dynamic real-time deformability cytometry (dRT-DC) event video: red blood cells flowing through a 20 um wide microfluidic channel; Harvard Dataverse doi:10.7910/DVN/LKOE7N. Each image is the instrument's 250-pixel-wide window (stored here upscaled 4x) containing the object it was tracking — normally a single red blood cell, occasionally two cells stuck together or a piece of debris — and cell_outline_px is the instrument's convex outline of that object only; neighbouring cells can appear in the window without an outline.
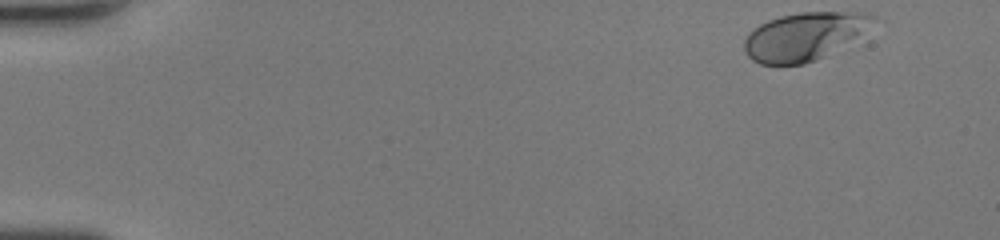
{"species": "human", "species_latin": "Homo sapiens", "temperature_condition": "room temperature", "stored_images_in_passage": 45, "camera_frame_rate_fps": 3000, "um_per_image_px": 0.085, "donor": {"sex": "female"}, "frame": {"image": 1, "passage_image": 1, "time_ms": 0.0, "image_size_px": [1000, 240], "cell_outline_px": [[884, 20], [824, 56], [816, 60], [804, 64], [760, 64], [752, 60], [744, 52], [744, 40], [760, 24], [768, 20], [780, 16], [800, 12], [868, 12], [880, 16]], "centroid_in_image_um": [68.46, 3.06], "position_along_channel_um": 16.5, "area_um2": 36.18}}
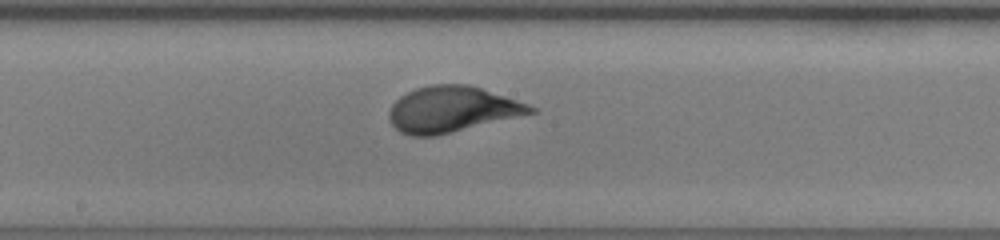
{"frame": {"image": 2, "passage_image": 24, "time_ms": 7.667, "image_size_px": [1000, 240], "cell_outline_px": [[536, 112], [436, 136], [412, 136], [400, 132], [392, 124], [388, 116], [388, 112], [392, 104], [400, 96], [416, 88], [432, 84], [468, 84], [528, 104], [536, 108]], "centroid_in_image_um": [38.37, 9.3], "position_along_channel_um": 209.8, "area_um2": 37.45}}
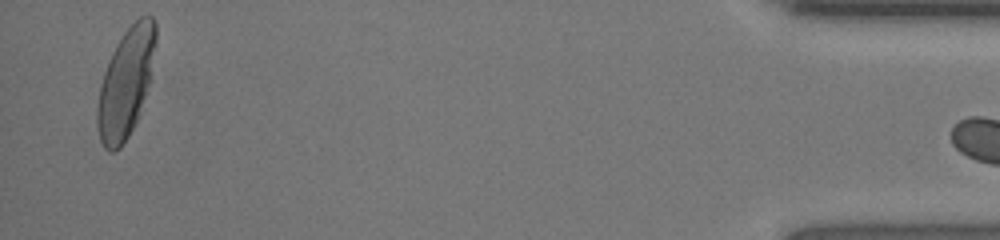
{"frame": {"image": 3, "passage_image": 44, "time_ms": 14.333, "image_size_px": [1000, 240], "cell_outline_px": [[156, 44], [148, 84], [136, 120], [128, 136], [120, 148], [112, 152], [108, 152], [104, 148], [100, 140], [96, 124], [96, 108], [100, 84], [104, 72], [112, 52], [116, 44], [124, 32], [140, 16], [152, 16], [156, 20]], "centroid_in_image_um": [10.67, 7.04], "position_along_channel_um": 424.5, "area_um2": 36.65}}